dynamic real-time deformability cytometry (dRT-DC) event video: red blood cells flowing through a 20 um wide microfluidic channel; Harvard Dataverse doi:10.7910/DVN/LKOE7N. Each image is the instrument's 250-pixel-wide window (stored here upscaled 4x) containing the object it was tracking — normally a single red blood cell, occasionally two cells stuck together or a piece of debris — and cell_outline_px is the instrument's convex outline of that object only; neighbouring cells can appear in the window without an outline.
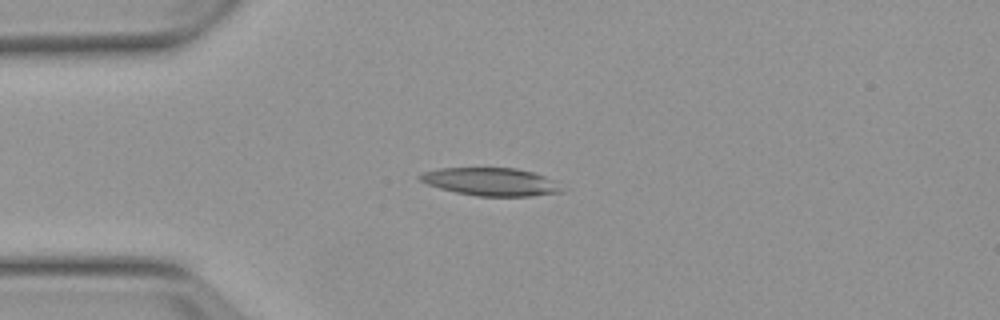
{"species": "Egyptian fruit bat (a non-hibernating species)", "species_latin": "Rousettus aegyptiacus", "temperature_condition": "warm", "stored_images_in_passage": 4, "camera_frame_rate_fps": 3000, "um_per_image_px": 0.085, "animal": {"sex": "female"}, "frame": {"image": 1, "passage_image": 3, "time_ms": 2.667, "image_size_px": [1000, 320], "cell_outline_px": [[564, 192], [532, 196], [476, 196], [456, 192], [440, 188], [428, 184], [420, 180], [416, 176], [424, 172], [440, 168], [516, 168], [532, 172], [544, 176], [560, 188]], "centroid_in_image_um": [41.67, 15.45], "position_along_channel_um": 43.3, "area_um2": 22.72}}
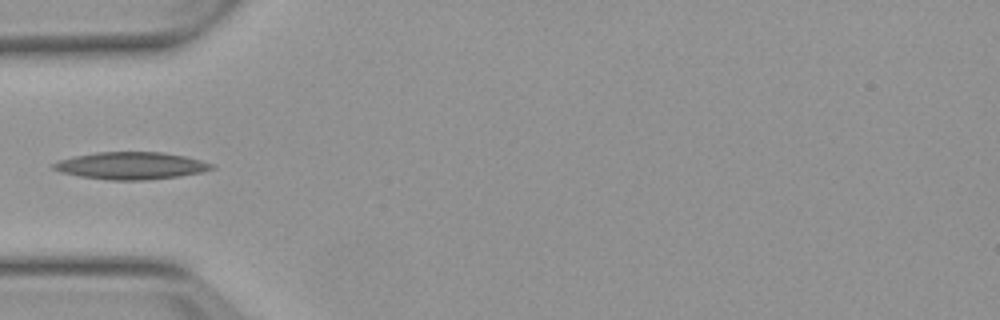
{"frame": {"image": 2, "passage_image": 4, "time_ms": 4.0, "image_size_px": [1000, 320], "cell_outline_px": [[216, 168], [200, 172], [180, 176], [144, 180], [108, 180], [80, 176], [60, 172], [52, 168], [52, 164], [60, 160], [76, 156], [96, 152], [160, 152], [184, 156], [216, 164]], "centroid_in_image_um": [11.16, 14.08], "position_along_channel_um": 73.8, "area_um2": 25.03}}